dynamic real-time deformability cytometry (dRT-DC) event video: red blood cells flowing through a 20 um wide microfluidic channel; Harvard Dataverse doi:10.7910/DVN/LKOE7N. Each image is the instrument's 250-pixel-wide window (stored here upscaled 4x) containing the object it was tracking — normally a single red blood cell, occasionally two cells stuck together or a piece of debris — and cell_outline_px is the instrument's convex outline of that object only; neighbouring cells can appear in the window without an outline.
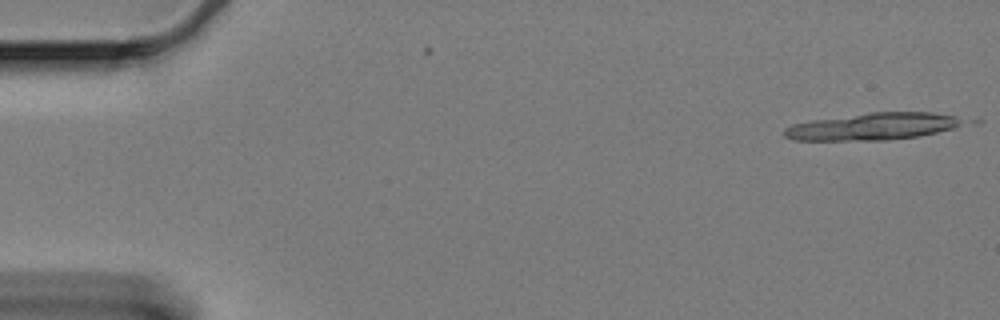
{"species": "Egyptian fruit bat (a non-hibernating species)", "species_latin": "Rousettus aegyptiacus", "temperature_condition": "cold", "stored_images_in_passage": 44, "segment_of_instrument_passage": [1, 2], "camera_frame_rate_fps": 3000, "um_per_image_px": 0.085, "animal": {"sex": "female"}, "frame": {"image": 1, "passage_image": 1, "time_ms": 0.0, "image_size_px": [1000, 320], "cell_outline_px": [[984, 120], [976, 124], [916, 136], [888, 140], [792, 140], [784, 136], [784, 128], [792, 124], [812, 120], [868, 112], [932, 112]], "centroid_in_image_um": [74.46, 10.73], "position_along_channel_um": 10.5, "area_um2": 29.19}}